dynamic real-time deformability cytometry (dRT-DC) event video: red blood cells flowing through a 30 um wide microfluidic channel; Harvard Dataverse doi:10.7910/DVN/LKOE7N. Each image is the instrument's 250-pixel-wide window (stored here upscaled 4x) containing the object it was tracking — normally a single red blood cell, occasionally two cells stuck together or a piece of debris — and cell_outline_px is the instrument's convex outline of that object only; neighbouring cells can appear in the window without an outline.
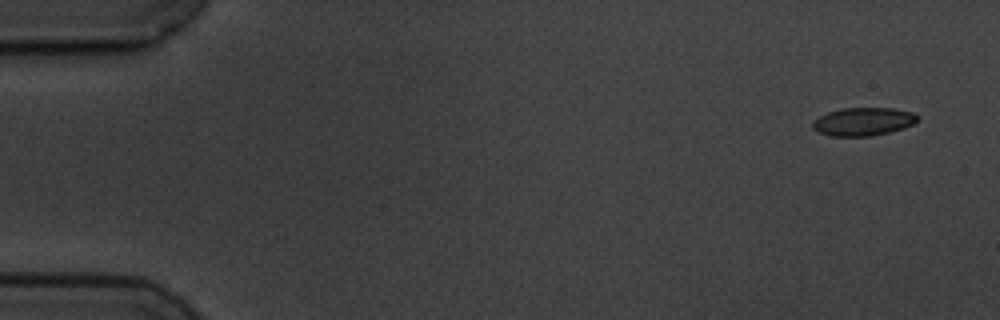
{"species": "common noctule bat (a hibernating species)", "species_latin": "Nyctalus noctula", "temperature_condition": "cold", "stored_images_in_passage": 4, "camera_frame_rate_fps": 3000, "um_per_image_px": 0.085, "animal": {"sex": "male", "body_mass_g": 19.5, "forearm_length_mm": 54.6}, "frame": {"image": 1, "passage_image": 1, "time_ms": 0.0, "image_size_px": [1000, 320], "cell_outline_px": [[920, 116], [912, 124], [904, 128], [888, 132], [868, 136], [832, 136], [820, 132], [812, 128], [812, 120], [828, 112], [844, 108], [892, 108], [912, 112]], "centroid_in_image_um": [73.36, 10.33], "position_along_channel_um": 11.6, "area_um2": 17.05}}
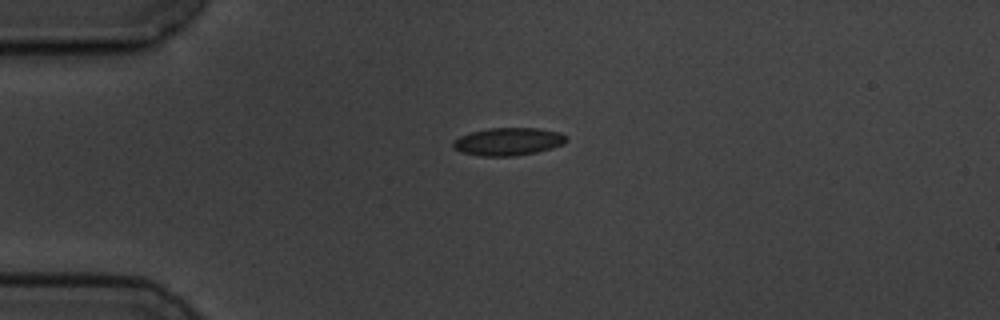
{"frame": {"image": 2, "passage_image": 3, "time_ms": 3.667, "image_size_px": [1000, 320], "cell_outline_px": [[568, 140], [564, 144], [552, 148], [536, 152], [512, 156], [480, 156], [460, 152], [452, 148], [452, 140], [460, 136], [472, 132], [488, 128], [536, 128], [560, 132], [568, 136]], "centroid_in_image_um": [43.19, 12.03], "position_along_channel_um": 41.8, "area_um2": 18.5}}